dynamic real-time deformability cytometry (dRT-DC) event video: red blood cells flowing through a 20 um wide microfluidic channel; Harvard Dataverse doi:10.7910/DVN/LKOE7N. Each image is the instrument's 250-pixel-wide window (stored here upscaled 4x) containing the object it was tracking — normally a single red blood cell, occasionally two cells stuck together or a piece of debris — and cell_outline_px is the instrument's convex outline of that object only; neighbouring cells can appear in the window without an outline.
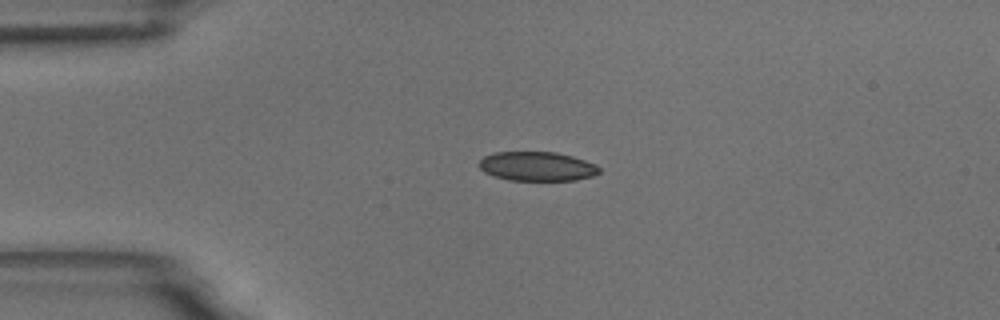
{"species": "common noctule bat (a hibernating species)", "species_latin": "Nyctalus noctula", "temperature_condition": "room temperature", "stored_images_in_passage": 46, "camera_frame_rate_fps": 3000, "um_per_image_px": 0.085, "animal": {"sex": "male", "body_mass_g": 18.8}, "frame": {"image": 1, "passage_image": 1, "time_ms": 0.0, "image_size_px": [1000, 320], "cell_outline_px": [[600, 172], [592, 176], [576, 180], [508, 180], [492, 176], [484, 172], [480, 168], [480, 160], [484, 156], [496, 152], [556, 152], [572, 156], [596, 164], [600, 168]], "centroid_in_image_um": [45.65, 14.14], "position_along_channel_um": 39.3, "area_um2": 20.46}}
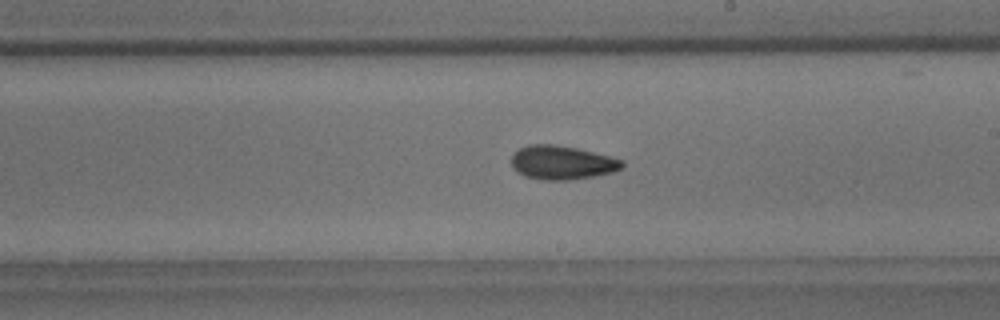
{"frame": {"image": 2, "passage_image": 21, "time_ms": 6.667, "image_size_px": [1000, 320], "cell_outline_px": [[624, 168], [612, 172], [592, 176], [568, 180], [544, 180], [524, 176], [516, 172], [512, 168], [512, 156], [520, 148], [528, 144], [552, 144], [576, 148], [624, 160]], "centroid_in_image_um": [47.75, 13.82], "position_along_channel_um": 241.2, "area_um2": 21.73}}
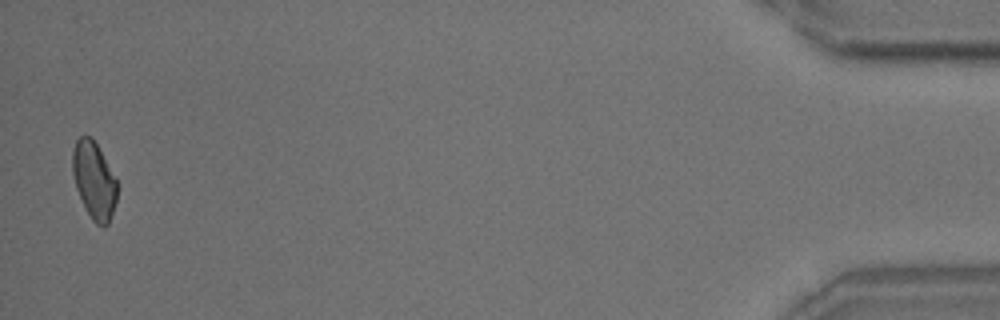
{"frame": {"image": 3, "passage_image": 45, "time_ms": 14.667, "image_size_px": [1000, 320], "cell_outline_px": [[116, 200], [108, 224], [104, 228], [96, 224], [92, 220], [76, 188], [72, 172], [72, 152], [76, 140], [80, 136], [92, 136], [116, 180]], "centroid_in_image_um": [7.97, 15.32], "position_along_channel_um": 427.2, "area_um2": 19.65}, "authors_computed_cell_mechanics": {"area_um2": 20.9525, "velocity_mm_per_s": 3.4421, "shape_relaxation_time_tau1_ms": 4.485, "shape_relaxation_time_tau2_ms": 5.3629, "deformation_change_tau1": 0.0995, "deformation_change_tau2": 0.104}}